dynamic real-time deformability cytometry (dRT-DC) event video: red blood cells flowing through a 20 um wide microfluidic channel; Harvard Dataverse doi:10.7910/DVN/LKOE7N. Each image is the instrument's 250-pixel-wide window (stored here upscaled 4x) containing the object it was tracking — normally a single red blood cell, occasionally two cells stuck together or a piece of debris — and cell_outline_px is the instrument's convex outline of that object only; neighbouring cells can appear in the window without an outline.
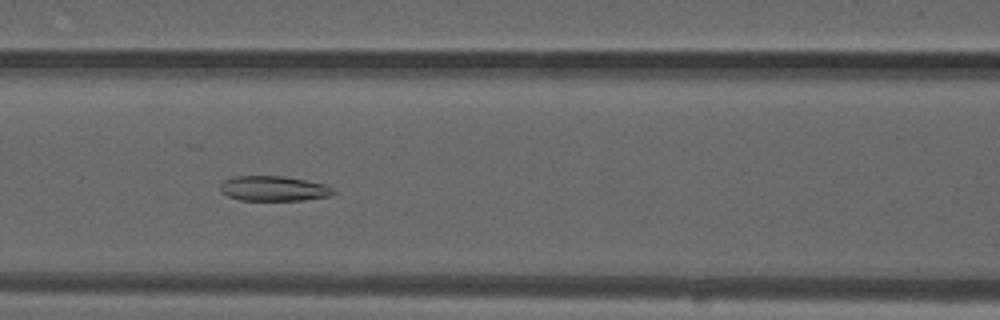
{"species": "common noctule bat (a hibernating species)", "species_latin": "Nyctalus noctula", "temperature_condition": "warm", "stored_images_in_passage": 54, "camera_frame_rate_fps": 3000, "um_per_image_px": 0.085, "animal": {"sex": "male", "forearm_length_mm": 52.5}, "frame": {"image": 1, "passage_image": 23, "time_ms": 7.333, "image_size_px": [1000, 320], "cell_outline_px": [[336, 192], [328, 196], [304, 200], [240, 200], [228, 196], [220, 192], [220, 184], [224, 180], [232, 176], [284, 176], [308, 180], [324, 184], [332, 188]], "centroid_in_image_um": [23.23, 16.02], "position_along_channel_um": 143.4, "area_um2": 16.59}}
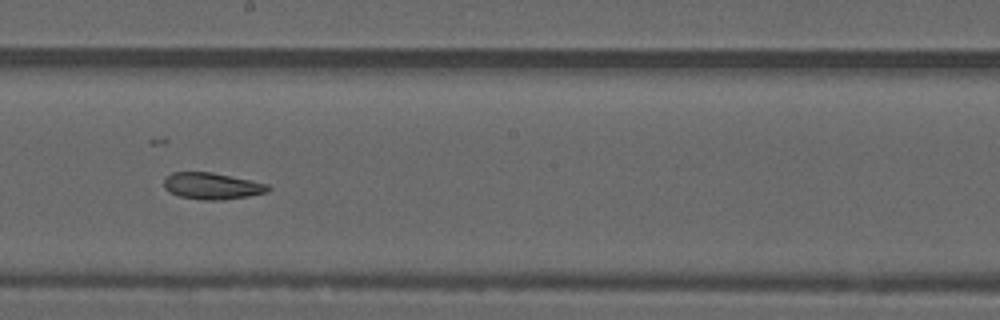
{"frame": {"image": 2, "passage_image": 30, "time_ms": 9.667, "image_size_px": [1000, 320], "cell_outline_px": [[272, 188], [268, 192], [248, 196], [224, 200], [200, 200], [180, 196], [168, 192], [164, 188], [164, 180], [172, 172], [212, 172], [268, 184]], "centroid_in_image_um": [18.02, 15.82], "position_along_channel_um": 230.2, "area_um2": 16.18}}
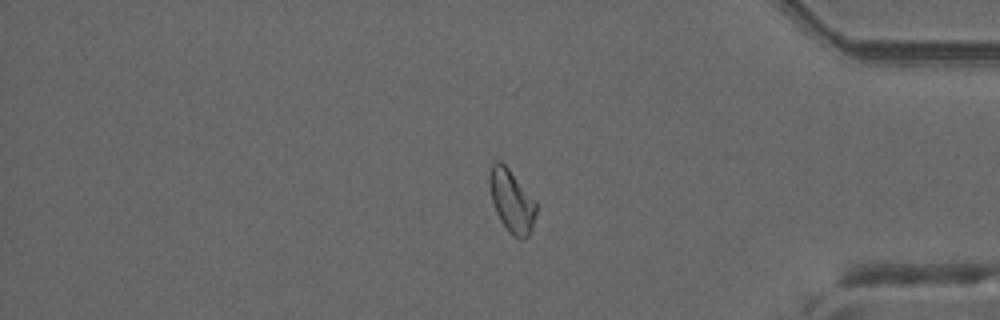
{"frame": {"image": 3, "passage_image": 45, "time_ms": 14.667, "image_size_px": [1000, 320], "cell_outline_px": [[536, 212], [532, 228], [528, 236], [512, 236], [508, 232], [500, 220], [496, 212], [492, 200], [488, 184], [488, 176], [492, 164], [496, 160], [500, 160], [508, 168], [536, 200]], "centroid_in_image_um": [43.47, 17.04], "position_along_channel_um": 391.7, "area_um2": 16.99}, "authors_computed_cell_mechanics": {"area_um2": 17.051, "velocity_mm_per_s": 3.737, "shape_relaxation_time_tau1_ms": null, "shape_relaxation_time_tau2_ms": 5.3233, "deformation_change_tau1": null, "deformation_change_tau2": 0.107}}